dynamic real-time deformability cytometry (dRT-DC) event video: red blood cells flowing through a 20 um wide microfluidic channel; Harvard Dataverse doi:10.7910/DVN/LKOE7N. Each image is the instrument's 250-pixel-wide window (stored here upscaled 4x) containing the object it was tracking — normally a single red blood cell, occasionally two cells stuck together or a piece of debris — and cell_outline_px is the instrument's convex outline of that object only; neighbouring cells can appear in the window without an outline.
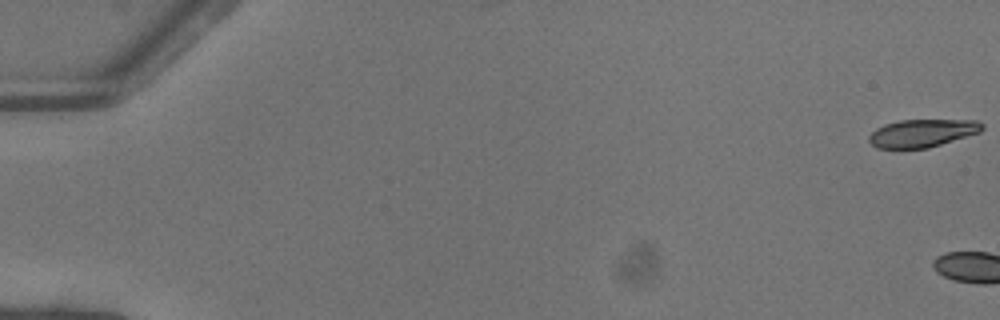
{"species": "common noctule bat (a hibernating species)", "species_latin": "Nyctalus noctula", "temperature_condition": "warm", "stored_images_in_passage": 4, "camera_frame_rate_fps": 3000, "um_per_image_px": 0.085, "animal": {"sex": "female"}, "frame": {"image": 1, "passage_image": 1, "time_ms": 0.0, "image_size_px": [1000, 320], "cell_outline_px": [[984, 128], [980, 132], [928, 148], [876, 148], [868, 140], [868, 136], [876, 128], [884, 124], [900, 120], [976, 120], [984, 124]], "centroid_in_image_um": [78.38, 11.31], "position_along_channel_um": 6.6, "area_um2": 18.32}}